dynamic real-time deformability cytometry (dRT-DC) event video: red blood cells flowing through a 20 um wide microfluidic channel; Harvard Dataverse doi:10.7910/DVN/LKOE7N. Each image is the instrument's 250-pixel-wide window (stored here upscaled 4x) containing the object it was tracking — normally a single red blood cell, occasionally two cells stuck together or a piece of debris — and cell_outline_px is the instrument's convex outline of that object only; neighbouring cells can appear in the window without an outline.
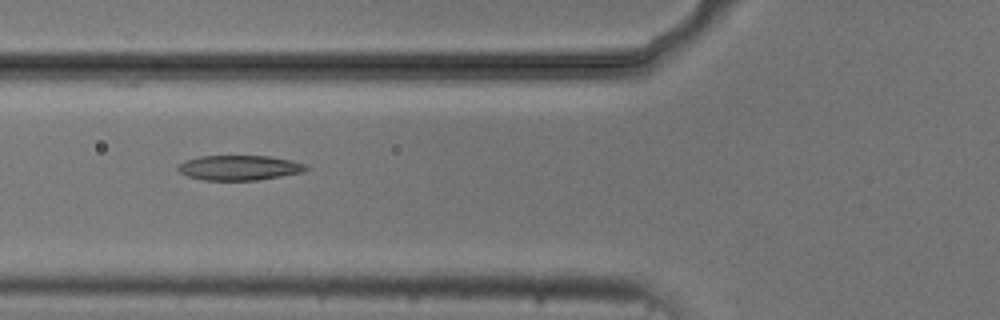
{"species": "common noctule bat (a hibernating species)", "species_latin": "Nyctalus noctula", "temperature_condition": "cold", "stored_images_in_passage": 5, "camera_frame_rate_fps": 3000, "um_per_image_px": 0.085, "animal": {"sex": "male", "body_mass_g": 20.5, "forearm_length_mm": 52.5}, "frame": {"image": 1, "passage_image": 4, "time_ms": 3.667, "image_size_px": [1000, 320], "cell_outline_px": [[308, 168], [304, 172], [256, 180], [204, 180], [188, 176], [180, 172], [176, 168], [180, 164], [188, 160], [200, 156], [268, 156], [292, 160], [304, 164]], "centroid_in_image_um": [20.35, 14.26], "position_along_channel_um": 105.4, "area_um2": 18.38}}
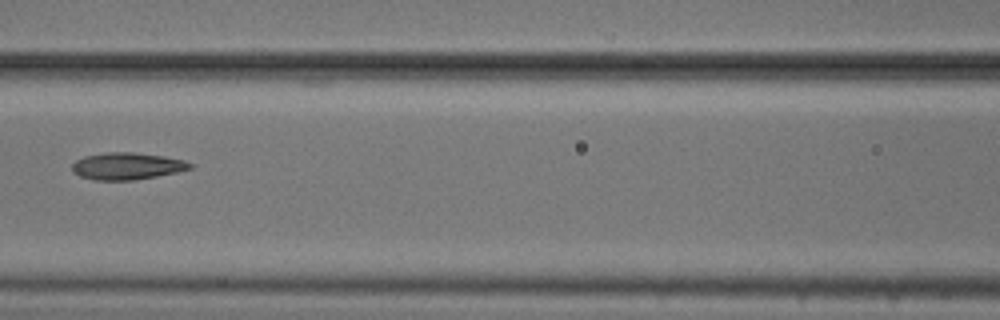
{"frame": {"image": 2, "passage_image": 5, "time_ms": 5.0, "image_size_px": [1000, 320], "cell_outline_px": [[196, 164], [192, 168], [176, 172], [156, 176], [132, 180], [92, 180], [80, 176], [72, 172], [72, 164], [76, 160], [84, 156], [108, 152], [132, 152], [164, 156], [184, 160]], "centroid_in_image_um": [10.8, 14.11], "position_along_channel_um": 155.8, "area_um2": 18.61}}